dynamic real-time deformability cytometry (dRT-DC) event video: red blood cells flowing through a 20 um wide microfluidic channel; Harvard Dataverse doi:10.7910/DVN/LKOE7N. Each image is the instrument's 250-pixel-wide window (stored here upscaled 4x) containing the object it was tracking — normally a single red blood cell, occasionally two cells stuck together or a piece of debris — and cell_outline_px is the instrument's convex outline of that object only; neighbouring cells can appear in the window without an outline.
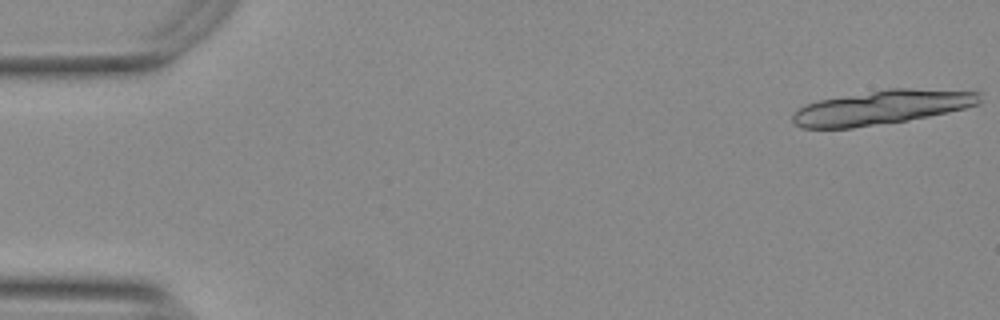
{"species": "Egyptian fruit bat (a non-hibernating species)", "species_latin": "Rousettus aegyptiacus", "temperature_condition": "warm", "stored_images_in_passage": 18, "camera_frame_rate_fps": 3000, "um_per_image_px": 0.085, "animal": {"sex": "female"}, "frame": {"image": 1, "passage_image": 1, "time_ms": 0.0, "image_size_px": [1000, 320], "cell_outline_px": [[980, 104], [948, 112], [908, 120], [852, 128], [800, 128], [792, 120], [792, 116], [804, 104], [820, 100], [888, 88], [912, 88], [980, 92]], "centroid_in_image_um": [74.95, 9.13], "position_along_channel_um": 10.0, "area_um2": 36.93}}